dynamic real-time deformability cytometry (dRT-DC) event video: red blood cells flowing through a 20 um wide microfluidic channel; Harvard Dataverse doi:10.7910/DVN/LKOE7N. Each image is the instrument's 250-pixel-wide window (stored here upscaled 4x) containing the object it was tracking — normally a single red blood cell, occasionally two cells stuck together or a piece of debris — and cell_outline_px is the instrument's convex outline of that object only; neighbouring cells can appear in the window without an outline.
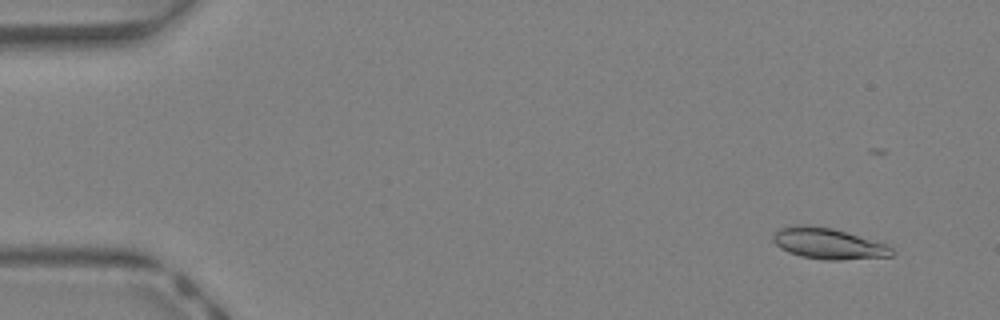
{"species": "Egyptian fruit bat (a non-hibernating species)", "species_latin": "Rousettus aegyptiacus", "temperature_condition": "warm", "stored_images_in_passage": 35, "camera_frame_rate_fps": 3000, "um_per_image_px": 0.085, "animal": {"sex": "female"}, "frame": {"image": 1, "passage_image": 2, "time_ms": 0.333, "image_size_px": [1000, 320], "cell_outline_px": [[896, 252], [892, 256], [840, 260], [824, 260], [800, 256], [788, 252], [780, 248], [772, 240], [772, 236], [780, 228], [800, 224], [808, 224], [832, 228], [884, 244], [892, 248]], "centroid_in_image_um": [70.36, 20.71], "position_along_channel_um": 14.6, "area_um2": 21.33}}
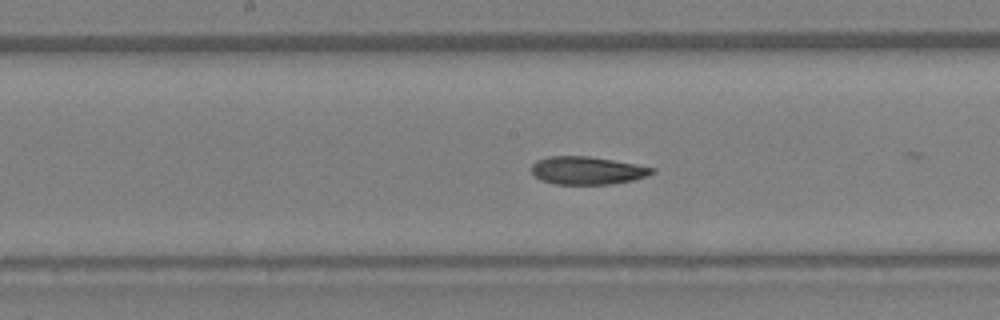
{"frame": {"image": 2, "passage_image": 21, "time_ms": 6.667, "image_size_px": [1000, 320], "cell_outline_px": [[656, 172], [648, 176], [632, 180], [612, 184], [556, 184], [540, 180], [532, 172], [532, 164], [536, 160], [548, 156], [588, 156], [636, 164], [656, 168]], "centroid_in_image_um": [49.93, 14.49], "position_along_channel_um": 198.3, "area_um2": 19.65}}
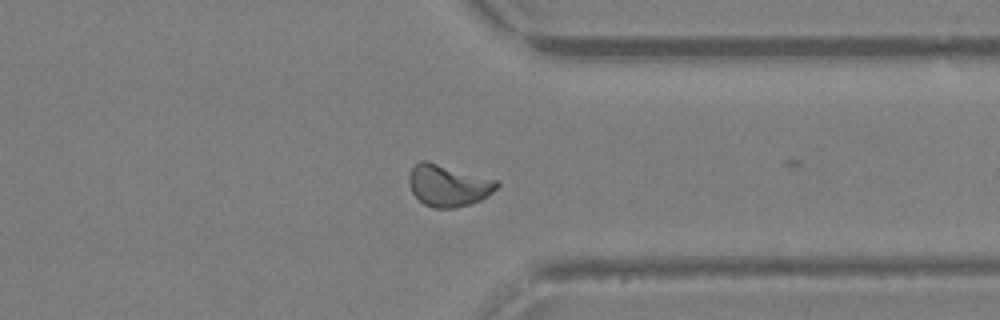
{"frame": {"image": 3, "passage_image": 32, "time_ms": 10.333, "image_size_px": [1000, 320], "cell_outline_px": [[500, 184], [488, 196], [480, 200], [456, 208], [432, 208], [424, 204], [412, 192], [408, 180], [408, 176], [412, 168], [420, 160], [428, 160], [496, 180]], "centroid_in_image_um": [38.08, 15.76], "position_along_channel_um": 373.3, "area_um2": 21.33}, "authors_computed_cell_mechanics": {"area_um2": 20.4612, "velocity_mm_per_s": 4.8242, "shape_relaxation_time_tau1_ms": 6.362, "shape_relaxation_time_tau2_ms": 1.1425, "deformation_change_tau1": 0.1755, "deformation_change_tau2": 0.0656}}